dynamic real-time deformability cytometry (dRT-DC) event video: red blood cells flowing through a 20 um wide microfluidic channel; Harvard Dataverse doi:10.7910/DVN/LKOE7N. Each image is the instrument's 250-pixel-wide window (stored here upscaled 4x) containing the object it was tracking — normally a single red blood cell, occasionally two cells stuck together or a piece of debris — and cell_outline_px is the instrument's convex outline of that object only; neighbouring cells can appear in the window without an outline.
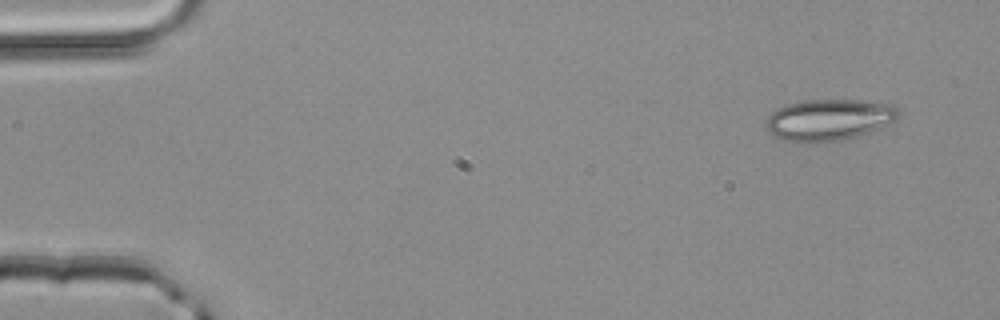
{"species": "common noctule bat (a hibernating species)", "species_latin": "Nyctalus noctula", "temperature_condition": "room temperature", "stored_images_in_passage": 3, "camera_frame_rate_fps": 3000, "um_per_image_px": 0.085, "animal": {"sex": "male", "body_mass_g": 20.4}, "frame": {"image": 1, "passage_image": 1, "time_ms": 0.0, "image_size_px": [1000, 320], "cell_outline_px": [[900, 116], [892, 124], [856, 136], [840, 140], [808, 144], [800, 144], [784, 140], [772, 136], [768, 132], [764, 124], [768, 116], [772, 112], [788, 104], [808, 100], [856, 100], [892, 104], [900, 112]], "centroid_in_image_um": [70.44, 10.21], "position_along_channel_um": 14.6, "area_um2": 32.37}}